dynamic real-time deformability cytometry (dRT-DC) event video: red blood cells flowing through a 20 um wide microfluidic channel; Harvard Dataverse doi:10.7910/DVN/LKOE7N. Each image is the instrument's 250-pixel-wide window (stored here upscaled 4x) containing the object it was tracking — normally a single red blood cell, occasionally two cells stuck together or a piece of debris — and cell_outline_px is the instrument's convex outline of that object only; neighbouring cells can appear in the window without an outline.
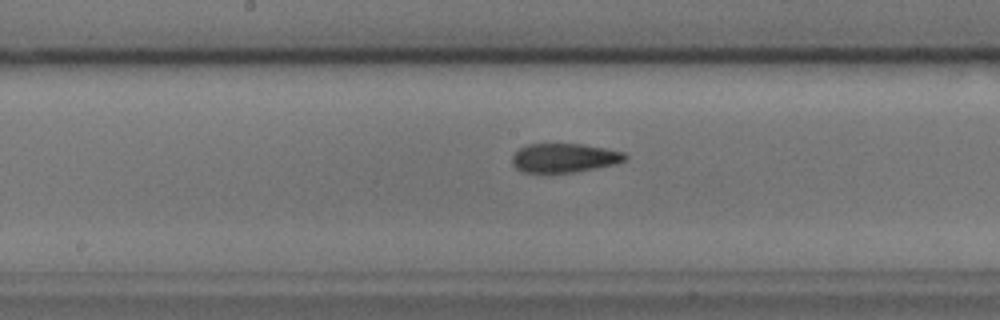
{"species": "common noctule bat (a hibernating species)", "species_latin": "Nyctalus noctula", "temperature_condition": "cold", "stored_images_in_passage": 34, "camera_frame_rate_fps": 3000, "um_per_image_px": 0.085, "animal": {"sex": "male", "body_mass_g": 17.9, "forearm_length_mm": 54.2}, "frame": {"image": 1, "passage_image": 12, "time_ms": 3.667, "image_size_px": [1000, 320], "cell_outline_px": [[628, 156], [624, 160], [616, 164], [572, 172], [544, 176], [520, 172], [512, 164], [512, 156], [520, 148], [528, 144], [584, 144], [624, 152]], "centroid_in_image_um": [47.89, 13.47], "position_along_channel_um": 200.3, "area_um2": 19.71}}
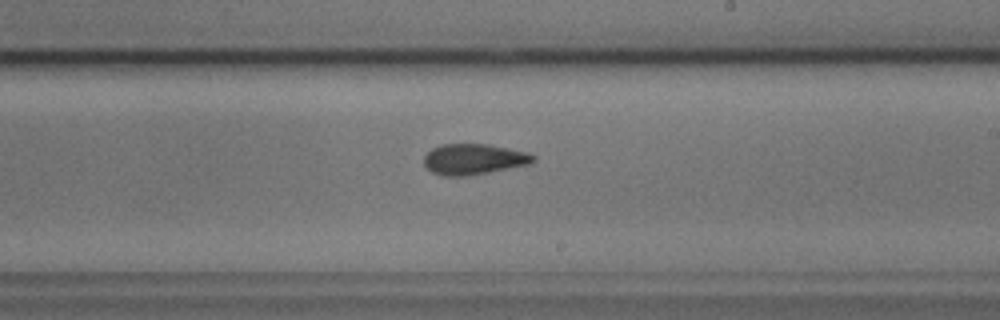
{"frame": {"image": 2, "passage_image": 16, "time_ms": 5.0, "image_size_px": [1000, 320], "cell_outline_px": [[536, 160], [532, 164], [488, 172], [464, 176], [440, 176], [432, 172], [424, 164], [424, 156], [432, 148], [440, 144], [488, 144], [528, 152], [536, 156]], "centroid_in_image_um": [40.29, 13.53], "position_along_channel_um": 248.7, "area_um2": 19.71}}
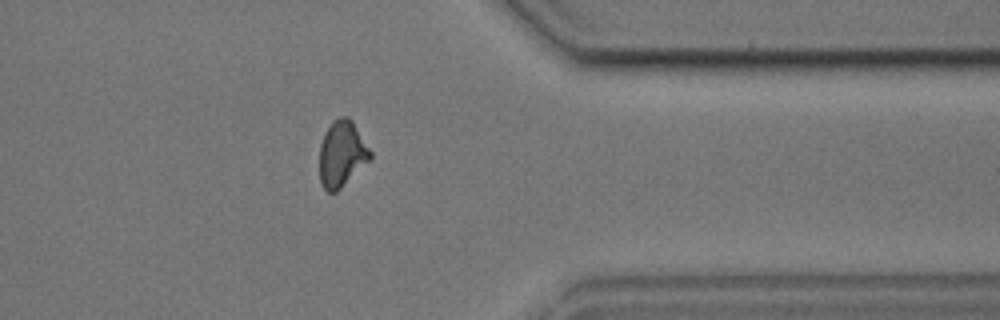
{"frame": {"image": 3, "passage_image": 28, "time_ms": 9.0, "image_size_px": [1000, 320], "cell_outline_px": [[372, 156], [336, 192], [328, 192], [320, 184], [320, 144], [324, 132], [332, 120], [340, 116], [348, 116], [352, 120], [372, 152]], "centroid_in_image_um": [29.03, 13.03], "position_along_channel_um": 382.4, "area_um2": 19.36}, "authors_computed_cell_mechanics": {"area_um2": 19.4497, "velocity_mm_per_s": 3.6603, "shape_relaxation_time_tau1_ms": 6.8269, "shape_relaxation_time_tau2_ms": 2.522, "deformation_change_tau1": 0.1815, "deformation_change_tau2": 0.0998}}